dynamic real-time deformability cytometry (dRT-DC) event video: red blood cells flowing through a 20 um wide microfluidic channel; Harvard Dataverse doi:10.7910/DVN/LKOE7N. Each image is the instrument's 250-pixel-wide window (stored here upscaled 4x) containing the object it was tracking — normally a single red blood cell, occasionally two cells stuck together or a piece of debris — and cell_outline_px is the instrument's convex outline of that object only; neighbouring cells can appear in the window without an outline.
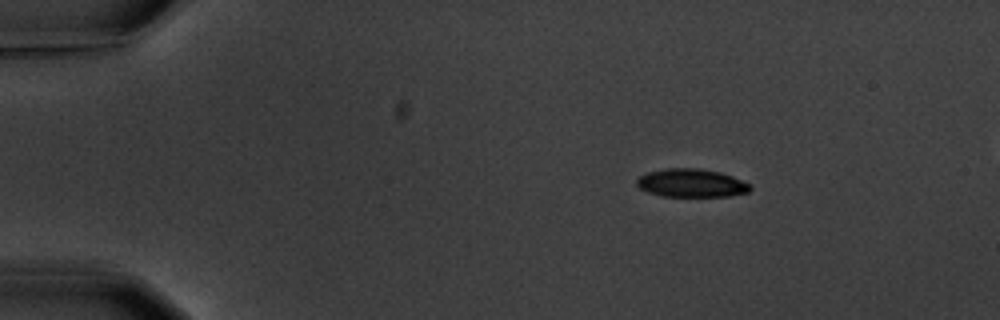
{"species": "common noctule bat (a hibernating species)", "species_latin": "Nyctalus noctula", "temperature_condition": "warm", "stored_images_in_passage": 4, "camera_frame_rate_fps": 3000, "um_per_image_px": 0.085, "animal": {"sex": "male", "body_mass_g": 20.1, "forearm_length_mm": 53.5}, "frame": {"image": 1, "passage_image": 1, "time_ms": 0.0, "image_size_px": [1000, 320], "cell_outline_px": [[752, 188], [748, 192], [728, 196], [660, 196], [648, 192], [640, 188], [636, 184], [636, 180], [640, 176], [648, 172], [668, 168], [700, 168], [720, 172], [732, 176], [748, 184]], "centroid_in_image_um": [58.74, 15.56], "position_along_channel_um": 26.3, "area_um2": 18.55}}